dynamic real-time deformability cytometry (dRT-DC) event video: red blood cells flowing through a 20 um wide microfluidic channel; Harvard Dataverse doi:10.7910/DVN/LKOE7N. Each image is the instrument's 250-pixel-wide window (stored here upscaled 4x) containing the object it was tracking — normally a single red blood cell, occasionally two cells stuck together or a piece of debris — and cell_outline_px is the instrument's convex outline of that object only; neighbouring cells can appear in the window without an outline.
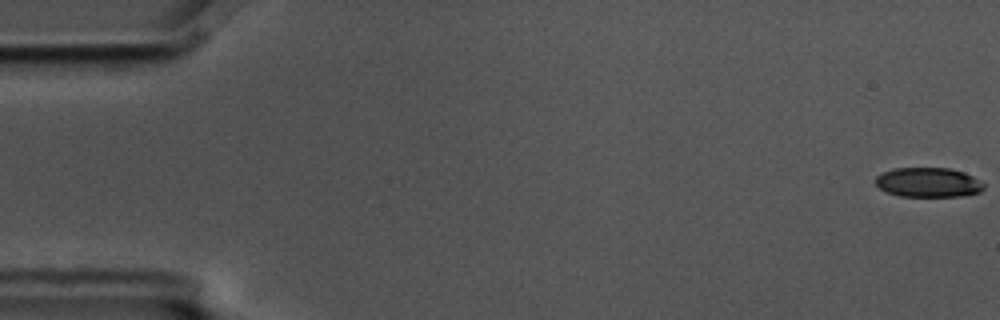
{"species": "common noctule bat (a hibernating species)", "species_latin": "Nyctalus noctula", "temperature_condition": "cold", "stored_images_in_passage": 9, "camera_frame_rate_fps": 3000, "um_per_image_px": 0.085, "animal": {"sex": "male", "body_mass_g": 17.5, "forearm_length_mm": 52.3}, "frame": {"image": 1, "passage_image": 1, "time_ms": 0.0, "image_size_px": [1000, 320], "cell_outline_px": [[984, 188], [980, 192], [960, 196], [900, 196], [888, 192], [880, 188], [876, 184], [876, 176], [892, 168], [948, 168], [964, 172], [972, 176], [984, 184]], "centroid_in_image_um": [78.9, 15.5], "position_along_channel_um": 6.1, "area_um2": 18.5}}